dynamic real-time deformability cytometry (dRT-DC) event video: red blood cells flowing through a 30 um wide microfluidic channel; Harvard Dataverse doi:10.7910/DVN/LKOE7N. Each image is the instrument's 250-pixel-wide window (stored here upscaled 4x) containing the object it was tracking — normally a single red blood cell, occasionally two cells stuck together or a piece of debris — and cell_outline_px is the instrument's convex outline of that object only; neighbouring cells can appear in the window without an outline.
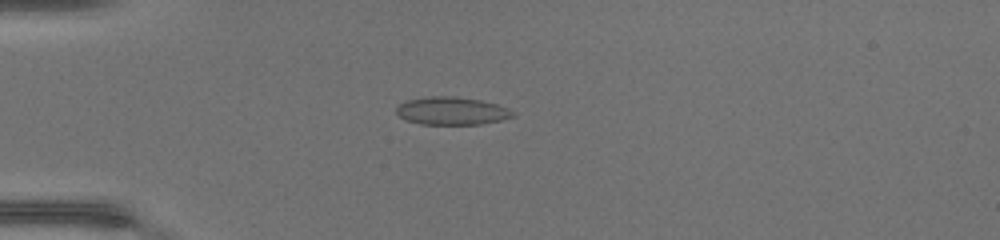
{"species": "common noctule bat (a hibernating species)", "species_latin": "Nyctalus noctula", "temperature_condition": "warm", "stored_images_in_passage": 37, "camera_frame_rate_fps": 3000, "um_per_image_px": 0.085, "animal": {"sex": "female", "body_mass_g": 17.0, "forearm_length_mm": 48.0}, "frame": {"image": 1, "passage_image": 3, "time_ms": 0.667, "image_size_px": [1000, 240], "cell_outline_px": [[516, 116], [500, 120], [480, 124], [420, 124], [404, 120], [396, 112], [396, 108], [404, 100], [432, 96], [452, 96], [480, 100], [496, 104], [508, 108], [516, 112]], "centroid_in_image_um": [38.39, 9.43], "position_along_channel_um": 46.6, "area_um2": 18.96}}
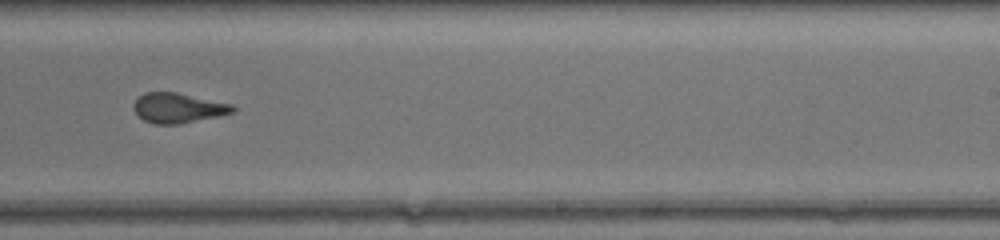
{"frame": {"image": 2, "passage_image": 20, "time_ms": 6.333, "image_size_px": [1000, 240], "cell_outline_px": [[236, 112], [220, 116], [180, 124], [152, 124], [136, 116], [132, 108], [132, 104], [144, 92], [176, 92], [232, 104], [236, 108]], "centroid_in_image_um": [15.12, 9.19], "position_along_channel_um": 273.9, "area_um2": 17.57}}
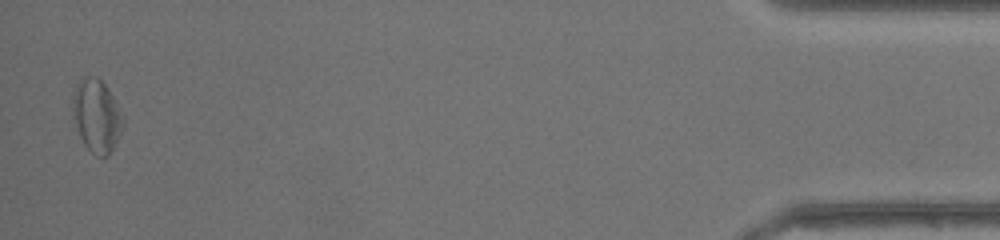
{"frame": {"image": 3, "passage_image": 36, "time_ms": 11.667, "image_size_px": [1000, 240], "cell_outline_px": [[124, 124], [108, 156], [96, 156], [84, 144], [80, 136], [72, 116], [72, 96], [76, 84], [80, 80], [88, 76], [96, 76], [108, 88], [124, 116]], "centroid_in_image_um": [8.2, 9.82], "position_along_channel_um": 427.0, "area_um2": 21.27}, "authors_computed_cell_mechanics": {"area_um2": 17.629, "velocity_mm_per_s": 4.4632, "shape_relaxation_time_tau1_ms": 3.9037, "shape_relaxation_time_tau2_ms": 1.3562, "deformation_change_tau1": 0.1465, "deformation_change_tau2": 0.0892}}